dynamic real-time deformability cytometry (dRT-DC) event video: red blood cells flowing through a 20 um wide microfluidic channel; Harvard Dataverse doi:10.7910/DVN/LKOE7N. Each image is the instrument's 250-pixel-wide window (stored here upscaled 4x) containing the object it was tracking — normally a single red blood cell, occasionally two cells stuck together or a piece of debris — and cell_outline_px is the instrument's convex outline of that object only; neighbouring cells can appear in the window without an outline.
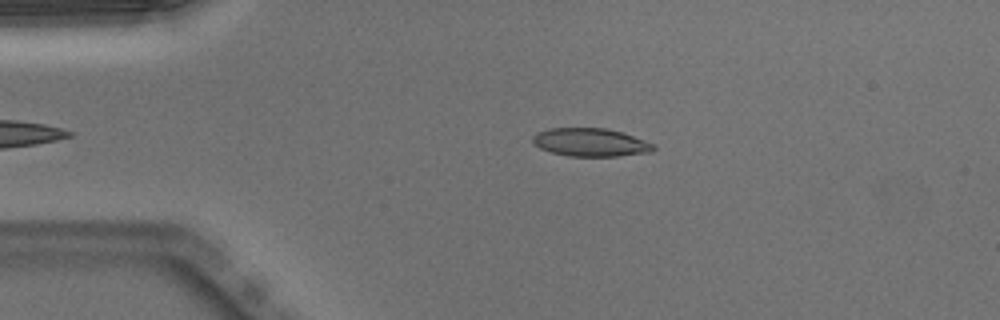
{"species": "Egyptian fruit bat (a non-hibernating species)", "species_latin": "Rousettus aegyptiacus", "temperature_condition": "warm", "stored_images_in_passage": 35, "camera_frame_rate_fps": 3000, "um_per_image_px": 0.085, "animal": {"sex": "male"}, "frame": {"image": 1, "passage_image": 4, "time_ms": 1.0, "image_size_px": [1000, 320], "cell_outline_px": [[656, 148], [652, 152], [620, 156], [568, 156], [552, 152], [540, 148], [532, 144], [532, 136], [536, 132], [548, 128], [604, 128], [620, 132], [656, 144]], "centroid_in_image_um": [50.18, 12.1], "position_along_channel_um": 34.8, "area_um2": 19.94}}
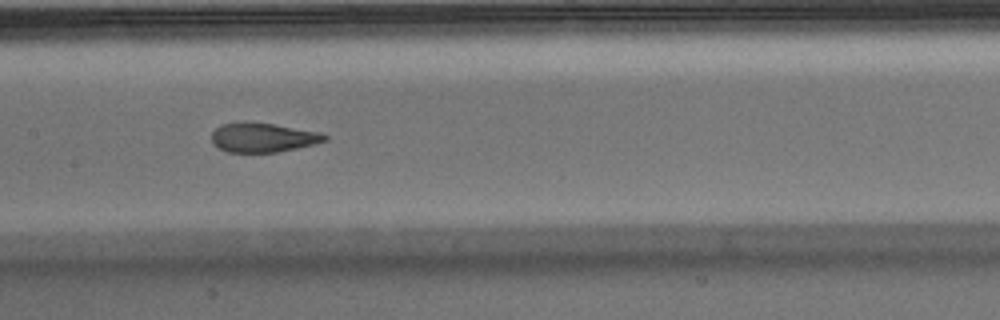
{"frame": {"image": 2, "passage_image": 18, "time_ms": 5.667, "image_size_px": [1000, 320], "cell_outline_px": [[328, 140], [316, 144], [276, 152], [228, 152], [212, 144], [212, 132], [220, 124], [272, 124], [320, 132], [328, 136]], "centroid_in_image_um": [22.39, 11.72], "position_along_channel_um": 185.0, "area_um2": 18.79}}
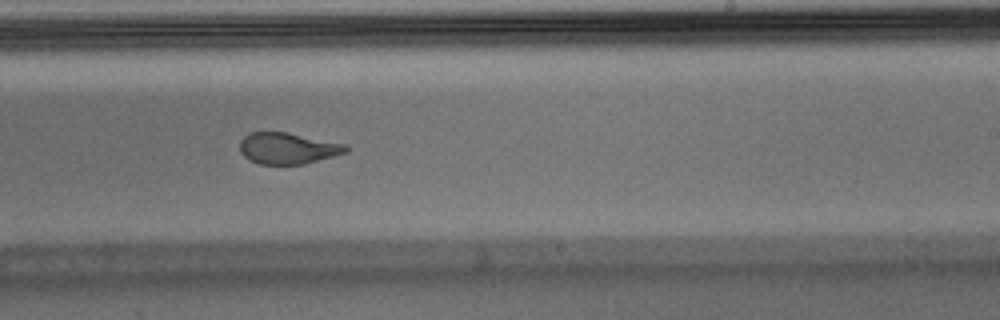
{"frame": {"image": 3, "passage_image": 24, "time_ms": 7.667, "image_size_px": [1000, 320], "cell_outline_px": [[348, 152], [304, 164], [260, 164], [248, 160], [240, 152], [240, 140], [244, 136], [252, 132], [288, 132], [348, 144]], "centroid_in_image_um": [24.48, 12.6], "position_along_channel_um": 264.5, "area_um2": 19.54}, "authors_computed_cell_mechanics": {"area_um2": 20.2878, "velocity_mm_per_s": 3.9937, "shape_relaxation_time_tau1_ms": 8.8188, "shape_relaxation_time_tau2_ms": 0.9406, "deformation_change_tau1": 0.2861, "deformation_change_tau2": 0.0763}}